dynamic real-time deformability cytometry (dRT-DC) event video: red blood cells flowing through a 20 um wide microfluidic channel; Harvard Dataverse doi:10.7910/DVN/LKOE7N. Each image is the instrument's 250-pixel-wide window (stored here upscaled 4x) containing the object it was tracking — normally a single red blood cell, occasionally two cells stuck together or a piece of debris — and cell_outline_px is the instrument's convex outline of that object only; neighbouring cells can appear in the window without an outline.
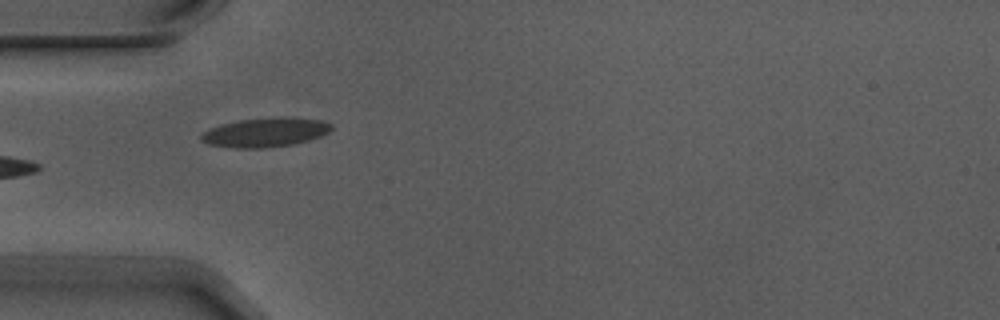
{"species": "Egyptian fruit bat (a non-hibernating species)", "species_latin": "Rousettus aegyptiacus", "temperature_condition": "warm", "stored_images_in_passage": 7, "camera_frame_rate_fps": 3000, "um_per_image_px": 0.085, "animal": {"sex": "male"}, "frame": {"image": 1, "passage_image": 4, "time_ms": 1.0, "image_size_px": [1000, 320], "cell_outline_px": [[332, 128], [328, 132], [320, 136], [308, 140], [292, 144], [264, 148], [236, 148], [208, 144], [200, 140], [200, 136], [204, 132], [220, 124], [240, 120], [276, 116], [292, 116], [320, 120], [332, 124]], "centroid_in_image_um": [22.56, 11.23], "position_along_channel_um": 62.4, "area_um2": 22.25}}
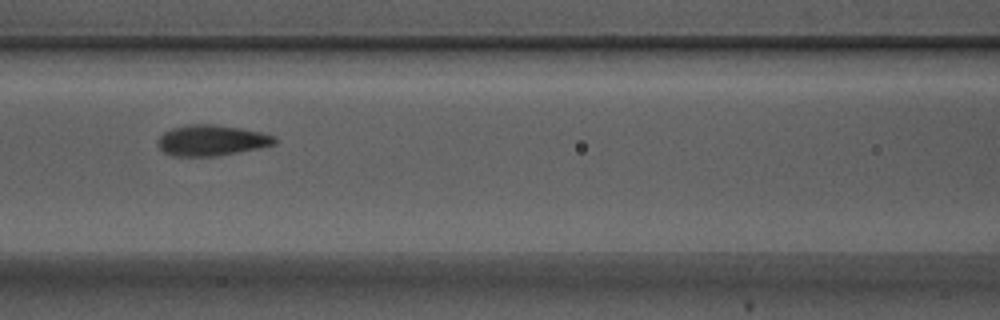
{"frame": {"image": 2, "passage_image": 6, "time_ms": 1.667, "image_size_px": [1000, 320], "cell_outline_px": [[276, 144], [260, 148], [216, 156], [172, 156], [164, 152], [160, 148], [160, 136], [164, 132], [172, 128], [188, 124], [212, 124], [240, 128], [260, 132], [276, 136]], "centroid_in_image_um": [18.01, 11.93], "position_along_channel_um": 148.6, "area_um2": 20.81}}
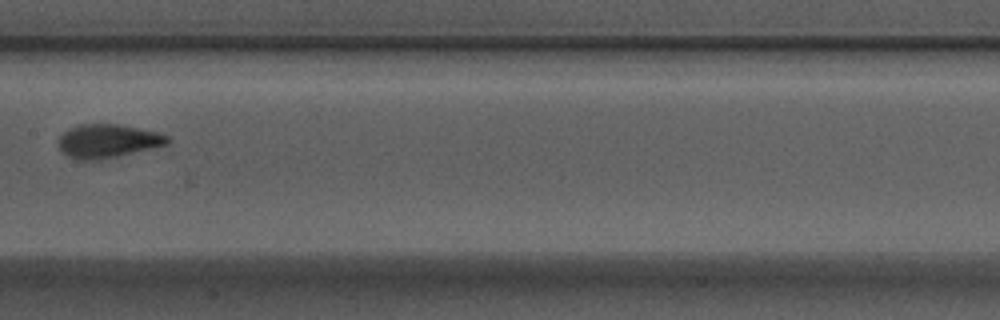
{"frame": {"image": 3, "passage_image": 7, "time_ms": 2.0, "image_size_px": [1000, 320], "cell_outline_px": [[172, 140], [168, 144], [152, 148], [100, 160], [80, 160], [68, 156], [60, 152], [60, 136], [64, 132], [80, 124], [120, 124], [156, 132], [168, 136]], "centroid_in_image_um": [9.18, 11.99], "position_along_channel_um": 198.2, "area_um2": 21.15}}